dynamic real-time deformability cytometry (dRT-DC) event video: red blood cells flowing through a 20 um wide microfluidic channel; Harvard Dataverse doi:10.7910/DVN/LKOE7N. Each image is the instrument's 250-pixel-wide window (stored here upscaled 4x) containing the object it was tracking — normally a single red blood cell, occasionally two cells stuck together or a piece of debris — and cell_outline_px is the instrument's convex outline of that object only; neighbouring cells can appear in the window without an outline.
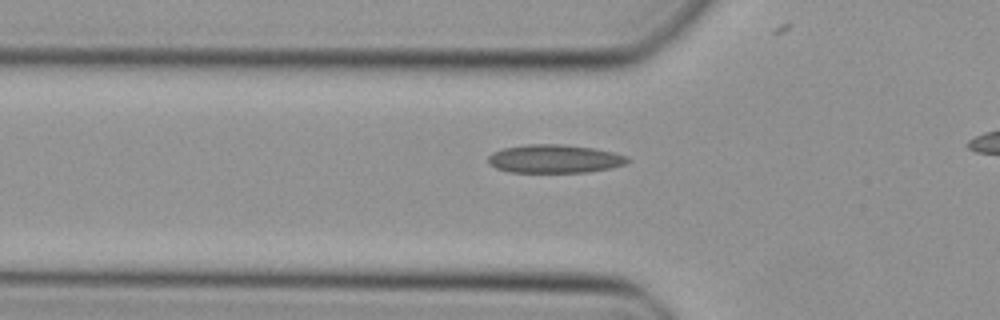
{"species": "Egyptian fruit bat (a non-hibernating species)", "species_latin": "Rousettus aegyptiacus", "temperature_condition": "cold", "stored_images_in_passage": 38, "camera_frame_rate_fps": 3000, "um_per_image_px": 0.085, "animal": {"sex": "female"}, "frame": {"image": 1, "passage_image": 12, "time_ms": 3.667, "image_size_px": [1000, 320], "cell_outline_px": [[632, 160], [624, 164], [612, 168], [588, 172], [508, 172], [496, 168], [488, 164], [488, 156], [492, 152], [504, 148], [528, 144], [564, 144], [592, 148], [612, 152], [628, 156]], "centroid_in_image_um": [47.14, 13.5], "position_along_channel_um": 78.7, "area_um2": 23.18}}
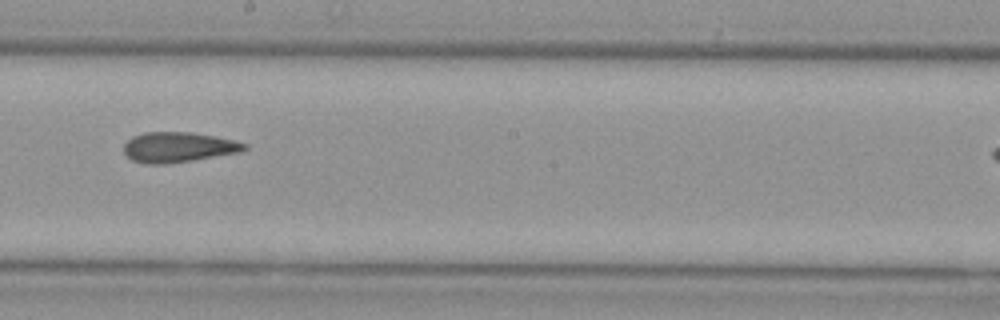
{"frame": {"image": 2, "passage_image": 23, "time_ms": 7.333, "image_size_px": [1000, 320], "cell_outline_px": [[248, 148], [240, 152], [192, 160], [164, 164], [144, 164], [132, 160], [124, 152], [124, 144], [132, 136], [144, 132], [192, 132], [216, 136], [248, 144]], "centroid_in_image_um": [15.14, 12.5], "position_along_channel_um": 233.1, "area_um2": 21.21}}
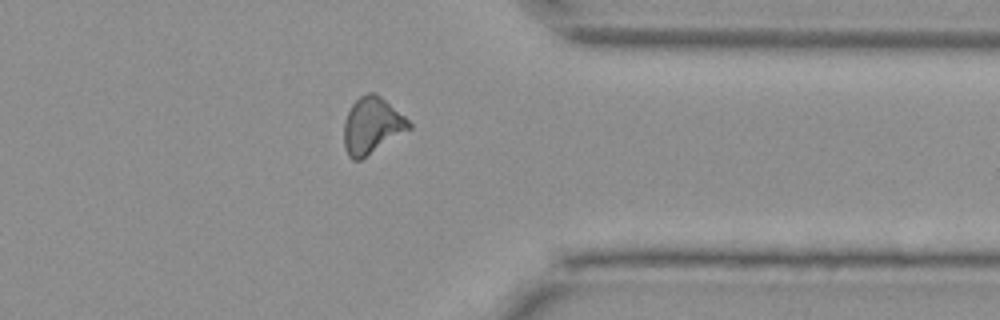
{"frame": {"image": 3, "passage_image": 34, "time_ms": 11.0, "image_size_px": [1000, 320], "cell_outline_px": [[412, 128], [360, 160], [352, 160], [348, 156], [344, 148], [344, 120], [352, 104], [360, 96], [368, 92], [376, 92], [404, 116], [412, 124]], "centroid_in_image_um": [31.6, 10.67], "position_along_channel_um": 379.8, "area_um2": 21.33}}